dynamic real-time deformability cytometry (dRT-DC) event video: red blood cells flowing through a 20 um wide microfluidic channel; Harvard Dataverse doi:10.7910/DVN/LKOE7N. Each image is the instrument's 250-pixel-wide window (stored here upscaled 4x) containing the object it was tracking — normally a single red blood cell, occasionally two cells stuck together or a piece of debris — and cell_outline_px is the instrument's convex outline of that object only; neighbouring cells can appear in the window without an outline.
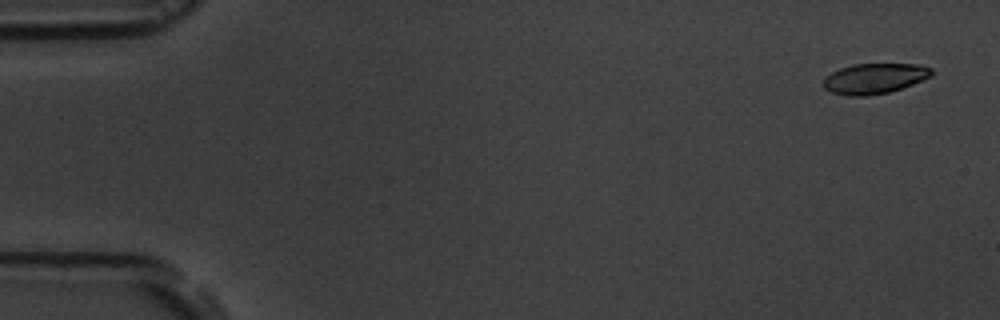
{"species": "common noctule bat (a hibernating species)", "species_latin": "Nyctalus noctula", "temperature_condition": "room temperature", "stored_images_in_passage": 4, "camera_frame_rate_fps": 3000, "um_per_image_px": 0.085, "animal": {"sex": "male", "body_mass_g": 19.5, "forearm_length_mm": 54.6}, "frame": {"image": 1, "passage_image": 1, "time_ms": 0.0, "image_size_px": [1000, 320], "cell_outline_px": [[932, 76], [912, 84], [888, 92], [868, 96], [848, 96], [832, 92], [824, 88], [820, 84], [824, 76], [840, 68], [852, 64], [920, 64], [932, 68]], "centroid_in_image_um": [74.28, 6.67], "position_along_channel_um": 10.7, "area_um2": 19.31}}